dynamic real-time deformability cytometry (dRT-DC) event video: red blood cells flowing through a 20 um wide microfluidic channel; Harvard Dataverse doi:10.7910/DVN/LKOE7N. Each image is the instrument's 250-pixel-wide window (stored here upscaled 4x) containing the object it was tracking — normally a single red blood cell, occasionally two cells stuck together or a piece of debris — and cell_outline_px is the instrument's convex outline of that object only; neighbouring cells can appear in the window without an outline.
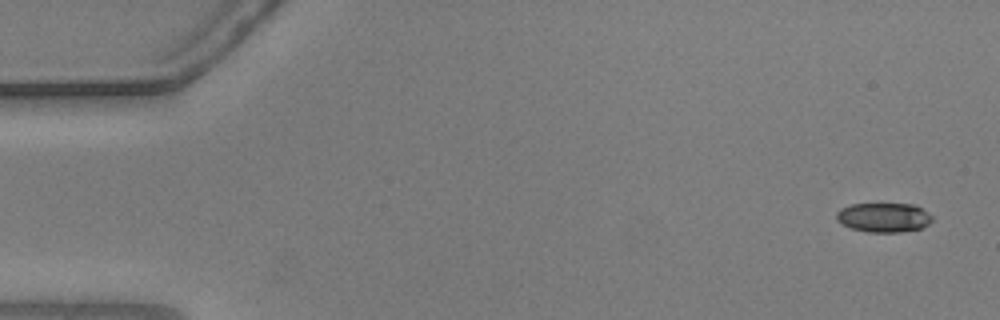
{"species": "common noctule bat (a hibernating species)", "species_latin": "Nyctalus noctula", "temperature_condition": "warm", "stored_images_in_passage": 56, "camera_frame_rate_fps": 3000, "um_per_image_px": 0.085, "animal": {"sex": "male", "body_mass_g": 20.5, "forearm_length_mm": 52.5}, "frame": {"image": 1, "passage_image": 3, "time_ms": 0.667, "image_size_px": [1000, 320], "cell_outline_px": [[932, 220], [928, 224], [920, 228], [900, 232], [868, 232], [852, 228], [840, 224], [836, 220], [836, 212], [840, 208], [852, 204], [916, 204], [932, 216]], "centroid_in_image_um": [75.08, 18.48], "position_along_channel_um": 9.9, "area_um2": 16.42}}
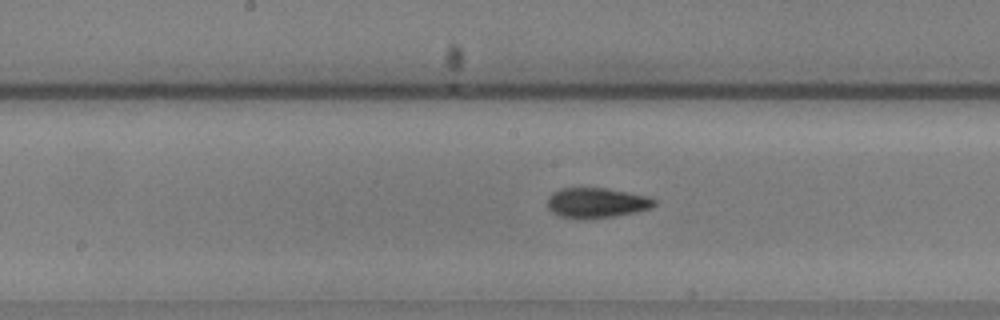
{"frame": {"image": 2, "passage_image": 29, "time_ms": 9.333, "image_size_px": [1000, 320], "cell_outline_px": [[656, 204], [652, 208], [636, 212], [612, 216], [584, 220], [560, 216], [552, 212], [548, 208], [548, 196], [552, 192], [560, 188], [608, 188], [648, 196], [656, 200]], "centroid_in_image_um": [50.7, 17.24], "position_along_channel_um": 197.5, "area_um2": 18.96}}
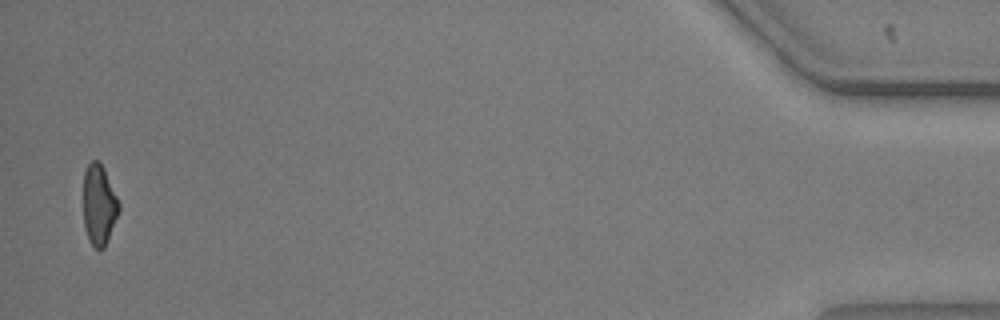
{"frame": {"image": 3, "passage_image": 55, "time_ms": 18.0, "image_size_px": [1000, 320], "cell_outline_px": [[120, 208], [108, 240], [104, 248], [100, 252], [92, 244], [84, 228], [84, 172], [88, 164], [92, 160], [100, 160], [104, 168], [120, 204]], "centroid_in_image_um": [8.42, 17.4], "position_along_channel_um": 426.8, "area_um2": 16.65}, "authors_computed_cell_mechanics": {"area_um2": 18.207, "velocity_mm_per_s": 3.6819, "shape_relaxation_time_tau1_ms": 9.7688, "shape_relaxation_time_tau2_ms": 2.077, "deformation_change_tau1": 0.236, "deformation_change_tau2": 0.0913}}